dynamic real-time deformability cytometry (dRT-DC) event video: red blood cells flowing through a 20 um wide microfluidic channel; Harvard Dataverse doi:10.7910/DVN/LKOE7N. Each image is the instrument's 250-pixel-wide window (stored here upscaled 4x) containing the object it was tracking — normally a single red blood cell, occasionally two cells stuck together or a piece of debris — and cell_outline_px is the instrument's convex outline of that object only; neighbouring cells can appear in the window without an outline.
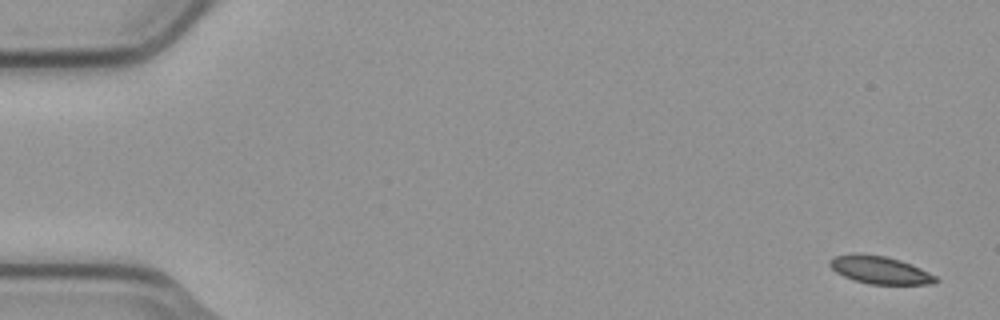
{"species": "common noctule bat (a hibernating species)", "species_latin": "Nyctalus noctula", "temperature_condition": "cold", "stored_images_in_passage": 6, "camera_frame_rate_fps": 3000, "um_per_image_px": 0.085, "animal": {"sex": "male", "body_mass_g": 23.1, "forearm_length_mm": 52.7}, "frame": {"image": 1, "passage_image": 1, "time_ms": 0.0, "image_size_px": [1000, 320], "cell_outline_px": [[940, 280], [932, 284], [868, 284], [844, 276], [836, 272], [828, 264], [828, 260], [832, 256], [884, 256], [900, 260], [912, 264], [936, 276]], "centroid_in_image_um": [74.85, 22.99], "position_along_channel_um": 10.2, "area_um2": 16.47}}
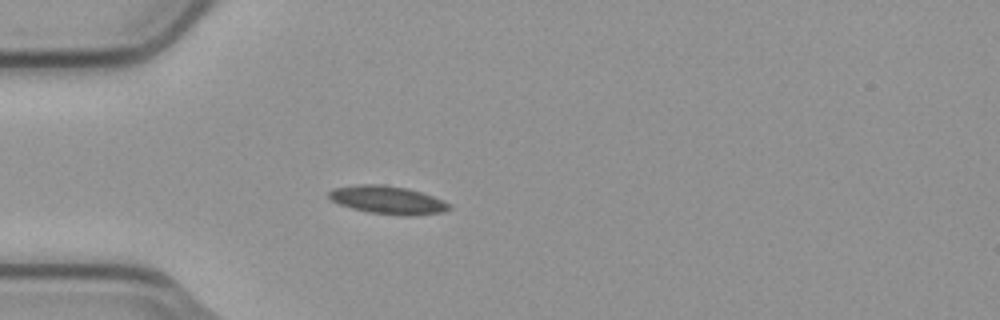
{"frame": {"image": 2, "passage_image": 5, "time_ms": 1.333, "image_size_px": [1000, 320], "cell_outline_px": [[452, 208], [444, 212], [416, 216], [400, 216], [368, 212], [352, 208], [340, 204], [332, 200], [328, 196], [328, 192], [332, 188], [360, 184], [384, 184], [408, 188], [444, 200]], "centroid_in_image_um": [32.97, 17.0], "position_along_channel_um": 52.0, "area_um2": 19.88}}